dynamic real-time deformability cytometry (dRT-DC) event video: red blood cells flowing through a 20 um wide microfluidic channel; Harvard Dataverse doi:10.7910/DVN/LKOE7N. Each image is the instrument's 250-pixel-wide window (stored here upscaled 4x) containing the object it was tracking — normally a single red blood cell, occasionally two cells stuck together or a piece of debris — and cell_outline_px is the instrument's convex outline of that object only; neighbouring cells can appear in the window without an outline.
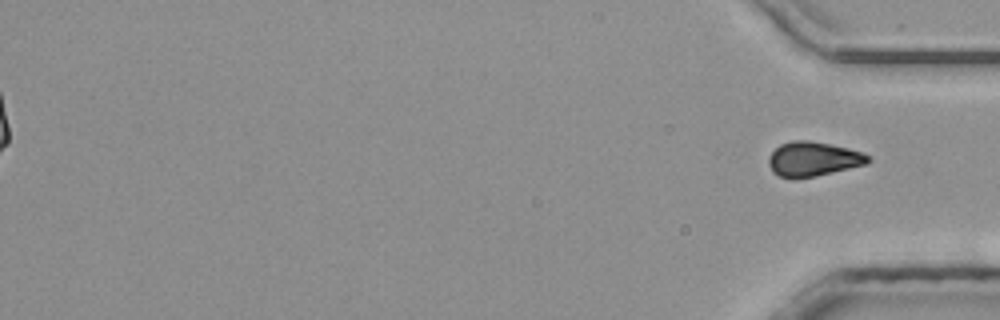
{"species": "common noctule bat (a hibernating species)", "species_latin": "Nyctalus noctula", "temperature_condition": "room temperature", "stored_images_in_passage": 37, "segment_of_instrument_passage": [2, 2], "camera_frame_rate_fps": 3000, "um_per_image_px": 0.085, "animal": {"sex": "male", "body_mass_g": 20.4}, "frame": {"image": 1, "passage_image": 37, "time_ms": 12.0, "image_size_px": [1000, 320], "cell_outline_px": [[872, 160], [868, 164], [816, 176], [792, 180], [780, 176], [772, 172], [768, 164], [768, 156], [780, 144], [792, 140], [808, 140], [832, 144], [864, 152]], "centroid_in_image_um": [69.11, 13.52], "position_along_channel_um": 366.1, "area_um2": 20.4}}